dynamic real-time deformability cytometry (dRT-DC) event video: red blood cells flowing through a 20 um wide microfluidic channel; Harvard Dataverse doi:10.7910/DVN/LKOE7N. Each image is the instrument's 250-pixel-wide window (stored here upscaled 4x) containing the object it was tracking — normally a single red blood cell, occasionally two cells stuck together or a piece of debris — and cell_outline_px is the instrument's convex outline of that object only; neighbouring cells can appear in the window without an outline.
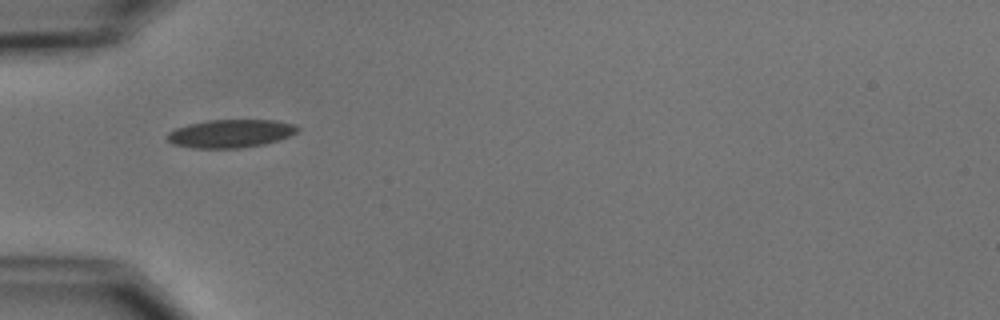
{"species": "common noctule bat (a hibernating species)", "species_latin": "Nyctalus noctula", "temperature_condition": "cold", "stored_images_in_passage": 7, "camera_frame_rate_fps": 3000, "um_per_image_px": 0.085, "animal": {"sex": "male", "body_mass_g": 15.6}, "frame": {"image": 1, "passage_image": 1, "time_ms": 0.0, "image_size_px": [1000, 320], "cell_outline_px": [[300, 128], [296, 132], [288, 136], [264, 144], [240, 148], [192, 148], [172, 144], [168, 140], [168, 132], [176, 128], [188, 124], [208, 120], [272, 120], [296, 124]], "centroid_in_image_um": [19.58, 11.35], "position_along_channel_um": 65.4, "area_um2": 21.27}}
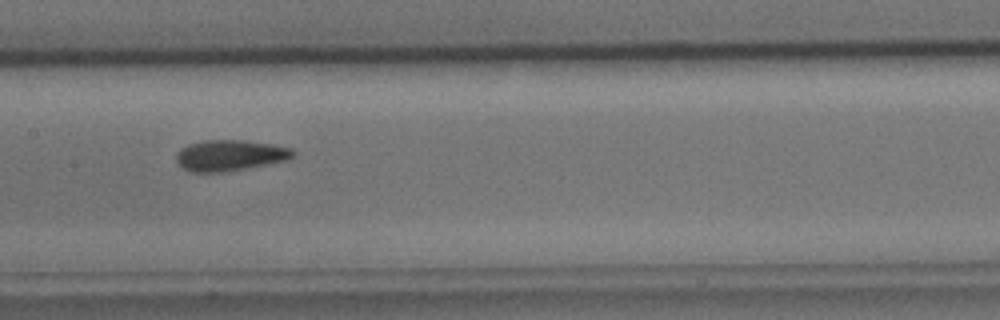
{"frame": {"image": 2, "passage_image": 4, "time_ms": 3.333, "image_size_px": [1000, 320], "cell_outline_px": [[296, 156], [288, 160], [244, 168], [220, 172], [192, 172], [184, 168], [176, 160], [176, 152], [180, 148], [188, 144], [204, 140], [244, 140], [272, 144], [292, 148], [296, 152]], "centroid_in_image_um": [19.56, 13.19], "position_along_channel_um": 187.8, "area_um2": 21.04}}
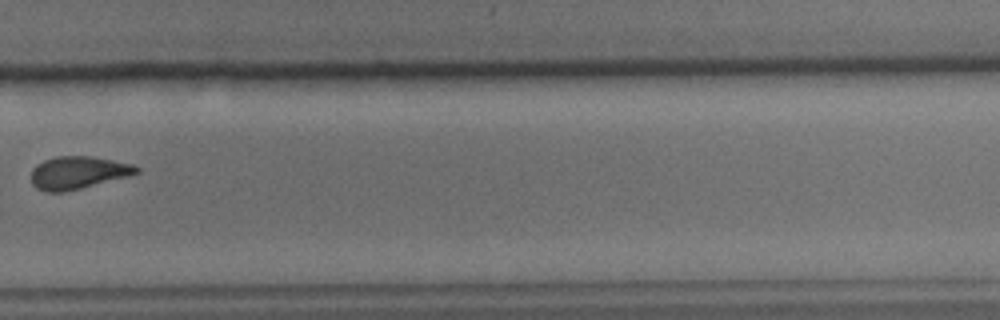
{"frame": {"image": 3, "passage_image": 7, "time_ms": 7.0, "image_size_px": [1000, 320], "cell_outline_px": [[140, 172], [128, 176], [64, 192], [48, 192], [36, 188], [32, 184], [32, 168], [36, 164], [44, 160], [56, 156], [92, 156], [132, 164], [140, 168]], "centroid_in_image_um": [6.61, 14.67], "position_along_channel_um": 323.2, "area_um2": 19.94}}